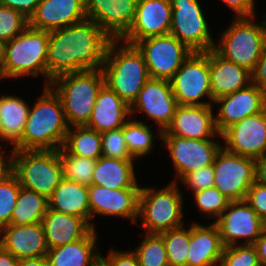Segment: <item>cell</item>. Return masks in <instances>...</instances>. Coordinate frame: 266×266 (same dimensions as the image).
Wrapping results in <instances>:
<instances>
[{
    "mask_svg": "<svg viewBox=\"0 0 266 266\" xmlns=\"http://www.w3.org/2000/svg\"><path fill=\"white\" fill-rule=\"evenodd\" d=\"M252 74V83L266 93V45Z\"/></svg>",
    "mask_w": 266,
    "mask_h": 266,
    "instance_id": "cell-49",
    "label": "cell"
},
{
    "mask_svg": "<svg viewBox=\"0 0 266 266\" xmlns=\"http://www.w3.org/2000/svg\"><path fill=\"white\" fill-rule=\"evenodd\" d=\"M177 106L170 82L149 78L130 106L131 118L136 119L141 113L146 120L148 119L149 122L152 120L156 124L155 129L164 131L170 124Z\"/></svg>",
    "mask_w": 266,
    "mask_h": 266,
    "instance_id": "cell-15",
    "label": "cell"
},
{
    "mask_svg": "<svg viewBox=\"0 0 266 266\" xmlns=\"http://www.w3.org/2000/svg\"><path fill=\"white\" fill-rule=\"evenodd\" d=\"M130 118V105L104 84L99 90L91 117L85 126L103 133L123 127Z\"/></svg>",
    "mask_w": 266,
    "mask_h": 266,
    "instance_id": "cell-25",
    "label": "cell"
},
{
    "mask_svg": "<svg viewBox=\"0 0 266 266\" xmlns=\"http://www.w3.org/2000/svg\"><path fill=\"white\" fill-rule=\"evenodd\" d=\"M40 0H0V4L21 12L26 18L34 14Z\"/></svg>",
    "mask_w": 266,
    "mask_h": 266,
    "instance_id": "cell-47",
    "label": "cell"
},
{
    "mask_svg": "<svg viewBox=\"0 0 266 266\" xmlns=\"http://www.w3.org/2000/svg\"><path fill=\"white\" fill-rule=\"evenodd\" d=\"M105 84L130 106L150 78L138 48L122 40H111L102 65Z\"/></svg>",
    "mask_w": 266,
    "mask_h": 266,
    "instance_id": "cell-3",
    "label": "cell"
},
{
    "mask_svg": "<svg viewBox=\"0 0 266 266\" xmlns=\"http://www.w3.org/2000/svg\"><path fill=\"white\" fill-rule=\"evenodd\" d=\"M18 259L0 246V266H18Z\"/></svg>",
    "mask_w": 266,
    "mask_h": 266,
    "instance_id": "cell-53",
    "label": "cell"
},
{
    "mask_svg": "<svg viewBox=\"0 0 266 266\" xmlns=\"http://www.w3.org/2000/svg\"><path fill=\"white\" fill-rule=\"evenodd\" d=\"M224 245L214 222H191L187 266H219Z\"/></svg>",
    "mask_w": 266,
    "mask_h": 266,
    "instance_id": "cell-24",
    "label": "cell"
},
{
    "mask_svg": "<svg viewBox=\"0 0 266 266\" xmlns=\"http://www.w3.org/2000/svg\"><path fill=\"white\" fill-rule=\"evenodd\" d=\"M214 223L224 247L254 244L266 225L245 200L230 201Z\"/></svg>",
    "mask_w": 266,
    "mask_h": 266,
    "instance_id": "cell-14",
    "label": "cell"
},
{
    "mask_svg": "<svg viewBox=\"0 0 266 266\" xmlns=\"http://www.w3.org/2000/svg\"><path fill=\"white\" fill-rule=\"evenodd\" d=\"M264 13H263V12ZM261 21L257 16L233 17L226 28L218 34L213 50L227 61L254 71L266 45V12ZM257 18V19H256Z\"/></svg>",
    "mask_w": 266,
    "mask_h": 266,
    "instance_id": "cell-4",
    "label": "cell"
},
{
    "mask_svg": "<svg viewBox=\"0 0 266 266\" xmlns=\"http://www.w3.org/2000/svg\"><path fill=\"white\" fill-rule=\"evenodd\" d=\"M169 82L178 105H213L209 51L192 52Z\"/></svg>",
    "mask_w": 266,
    "mask_h": 266,
    "instance_id": "cell-10",
    "label": "cell"
},
{
    "mask_svg": "<svg viewBox=\"0 0 266 266\" xmlns=\"http://www.w3.org/2000/svg\"><path fill=\"white\" fill-rule=\"evenodd\" d=\"M136 160H122L101 156L96 160L92 185L106 189L141 188L137 172Z\"/></svg>",
    "mask_w": 266,
    "mask_h": 266,
    "instance_id": "cell-29",
    "label": "cell"
},
{
    "mask_svg": "<svg viewBox=\"0 0 266 266\" xmlns=\"http://www.w3.org/2000/svg\"><path fill=\"white\" fill-rule=\"evenodd\" d=\"M99 231L91 229L83 238L48 249L46 258L49 266H100L98 246Z\"/></svg>",
    "mask_w": 266,
    "mask_h": 266,
    "instance_id": "cell-26",
    "label": "cell"
},
{
    "mask_svg": "<svg viewBox=\"0 0 266 266\" xmlns=\"http://www.w3.org/2000/svg\"><path fill=\"white\" fill-rule=\"evenodd\" d=\"M0 246L18 260L46 256L48 252L41 222L2 227Z\"/></svg>",
    "mask_w": 266,
    "mask_h": 266,
    "instance_id": "cell-22",
    "label": "cell"
},
{
    "mask_svg": "<svg viewBox=\"0 0 266 266\" xmlns=\"http://www.w3.org/2000/svg\"><path fill=\"white\" fill-rule=\"evenodd\" d=\"M84 0H40L29 26L52 31L86 19Z\"/></svg>",
    "mask_w": 266,
    "mask_h": 266,
    "instance_id": "cell-23",
    "label": "cell"
},
{
    "mask_svg": "<svg viewBox=\"0 0 266 266\" xmlns=\"http://www.w3.org/2000/svg\"><path fill=\"white\" fill-rule=\"evenodd\" d=\"M219 266H261L253 244L224 247Z\"/></svg>",
    "mask_w": 266,
    "mask_h": 266,
    "instance_id": "cell-41",
    "label": "cell"
},
{
    "mask_svg": "<svg viewBox=\"0 0 266 266\" xmlns=\"http://www.w3.org/2000/svg\"><path fill=\"white\" fill-rule=\"evenodd\" d=\"M48 249L83 238L92 227L81 217L47 209L41 220Z\"/></svg>",
    "mask_w": 266,
    "mask_h": 266,
    "instance_id": "cell-28",
    "label": "cell"
},
{
    "mask_svg": "<svg viewBox=\"0 0 266 266\" xmlns=\"http://www.w3.org/2000/svg\"><path fill=\"white\" fill-rule=\"evenodd\" d=\"M59 155L63 166L64 178L86 186L92 185L96 160L67 153L62 147Z\"/></svg>",
    "mask_w": 266,
    "mask_h": 266,
    "instance_id": "cell-37",
    "label": "cell"
},
{
    "mask_svg": "<svg viewBox=\"0 0 266 266\" xmlns=\"http://www.w3.org/2000/svg\"><path fill=\"white\" fill-rule=\"evenodd\" d=\"M13 174L21 187L48 199L64 178L59 150H14Z\"/></svg>",
    "mask_w": 266,
    "mask_h": 266,
    "instance_id": "cell-8",
    "label": "cell"
},
{
    "mask_svg": "<svg viewBox=\"0 0 266 266\" xmlns=\"http://www.w3.org/2000/svg\"><path fill=\"white\" fill-rule=\"evenodd\" d=\"M215 125L219 134L245 117L266 109V93L251 83L234 93L224 95L213 103Z\"/></svg>",
    "mask_w": 266,
    "mask_h": 266,
    "instance_id": "cell-18",
    "label": "cell"
},
{
    "mask_svg": "<svg viewBox=\"0 0 266 266\" xmlns=\"http://www.w3.org/2000/svg\"><path fill=\"white\" fill-rule=\"evenodd\" d=\"M105 84L102 69H89L60 75L50 87L60 97L69 127L86 125L99 90Z\"/></svg>",
    "mask_w": 266,
    "mask_h": 266,
    "instance_id": "cell-7",
    "label": "cell"
},
{
    "mask_svg": "<svg viewBox=\"0 0 266 266\" xmlns=\"http://www.w3.org/2000/svg\"><path fill=\"white\" fill-rule=\"evenodd\" d=\"M142 241L132 251L139 266H169L165 244L160 234L144 233Z\"/></svg>",
    "mask_w": 266,
    "mask_h": 266,
    "instance_id": "cell-35",
    "label": "cell"
},
{
    "mask_svg": "<svg viewBox=\"0 0 266 266\" xmlns=\"http://www.w3.org/2000/svg\"><path fill=\"white\" fill-rule=\"evenodd\" d=\"M256 181L266 185V154L255 159Z\"/></svg>",
    "mask_w": 266,
    "mask_h": 266,
    "instance_id": "cell-51",
    "label": "cell"
},
{
    "mask_svg": "<svg viewBox=\"0 0 266 266\" xmlns=\"http://www.w3.org/2000/svg\"><path fill=\"white\" fill-rule=\"evenodd\" d=\"M86 17L95 22L112 40H121L136 15L138 0H84Z\"/></svg>",
    "mask_w": 266,
    "mask_h": 266,
    "instance_id": "cell-19",
    "label": "cell"
},
{
    "mask_svg": "<svg viewBox=\"0 0 266 266\" xmlns=\"http://www.w3.org/2000/svg\"><path fill=\"white\" fill-rule=\"evenodd\" d=\"M62 148L69 154L97 160L102 156L101 133L85 125L71 126Z\"/></svg>",
    "mask_w": 266,
    "mask_h": 266,
    "instance_id": "cell-33",
    "label": "cell"
},
{
    "mask_svg": "<svg viewBox=\"0 0 266 266\" xmlns=\"http://www.w3.org/2000/svg\"><path fill=\"white\" fill-rule=\"evenodd\" d=\"M172 7L170 34L193 52H207L215 40L207 14L199 0H170ZM203 8V9H202Z\"/></svg>",
    "mask_w": 266,
    "mask_h": 266,
    "instance_id": "cell-9",
    "label": "cell"
},
{
    "mask_svg": "<svg viewBox=\"0 0 266 266\" xmlns=\"http://www.w3.org/2000/svg\"><path fill=\"white\" fill-rule=\"evenodd\" d=\"M221 3L228 6L234 17H252L257 15L256 0H221Z\"/></svg>",
    "mask_w": 266,
    "mask_h": 266,
    "instance_id": "cell-46",
    "label": "cell"
},
{
    "mask_svg": "<svg viewBox=\"0 0 266 266\" xmlns=\"http://www.w3.org/2000/svg\"><path fill=\"white\" fill-rule=\"evenodd\" d=\"M134 45L143 55L150 78L168 81L193 52L170 33L147 37Z\"/></svg>",
    "mask_w": 266,
    "mask_h": 266,
    "instance_id": "cell-11",
    "label": "cell"
},
{
    "mask_svg": "<svg viewBox=\"0 0 266 266\" xmlns=\"http://www.w3.org/2000/svg\"><path fill=\"white\" fill-rule=\"evenodd\" d=\"M256 248L261 266H266V225L262 229L261 235L253 244Z\"/></svg>",
    "mask_w": 266,
    "mask_h": 266,
    "instance_id": "cell-50",
    "label": "cell"
},
{
    "mask_svg": "<svg viewBox=\"0 0 266 266\" xmlns=\"http://www.w3.org/2000/svg\"><path fill=\"white\" fill-rule=\"evenodd\" d=\"M181 226L160 233L163 238L169 266H187V252L190 243V226Z\"/></svg>",
    "mask_w": 266,
    "mask_h": 266,
    "instance_id": "cell-36",
    "label": "cell"
},
{
    "mask_svg": "<svg viewBox=\"0 0 266 266\" xmlns=\"http://www.w3.org/2000/svg\"><path fill=\"white\" fill-rule=\"evenodd\" d=\"M48 42L49 31L28 26L12 40L4 43L0 81L42 76V86H47Z\"/></svg>",
    "mask_w": 266,
    "mask_h": 266,
    "instance_id": "cell-5",
    "label": "cell"
},
{
    "mask_svg": "<svg viewBox=\"0 0 266 266\" xmlns=\"http://www.w3.org/2000/svg\"><path fill=\"white\" fill-rule=\"evenodd\" d=\"M112 39L86 18L64 28L49 31L47 86L63 74L102 69Z\"/></svg>",
    "mask_w": 266,
    "mask_h": 266,
    "instance_id": "cell-1",
    "label": "cell"
},
{
    "mask_svg": "<svg viewBox=\"0 0 266 266\" xmlns=\"http://www.w3.org/2000/svg\"><path fill=\"white\" fill-rule=\"evenodd\" d=\"M102 156L108 158L134 160L128 150L124 136L123 127L101 133Z\"/></svg>",
    "mask_w": 266,
    "mask_h": 266,
    "instance_id": "cell-42",
    "label": "cell"
},
{
    "mask_svg": "<svg viewBox=\"0 0 266 266\" xmlns=\"http://www.w3.org/2000/svg\"><path fill=\"white\" fill-rule=\"evenodd\" d=\"M29 26V19L21 12L0 4V40L6 43Z\"/></svg>",
    "mask_w": 266,
    "mask_h": 266,
    "instance_id": "cell-40",
    "label": "cell"
},
{
    "mask_svg": "<svg viewBox=\"0 0 266 266\" xmlns=\"http://www.w3.org/2000/svg\"><path fill=\"white\" fill-rule=\"evenodd\" d=\"M18 266H49L46 256L20 259Z\"/></svg>",
    "mask_w": 266,
    "mask_h": 266,
    "instance_id": "cell-52",
    "label": "cell"
},
{
    "mask_svg": "<svg viewBox=\"0 0 266 266\" xmlns=\"http://www.w3.org/2000/svg\"><path fill=\"white\" fill-rule=\"evenodd\" d=\"M16 94H0V143L13 147L22 137L31 102ZM30 104V105H29ZM6 144H4V143Z\"/></svg>",
    "mask_w": 266,
    "mask_h": 266,
    "instance_id": "cell-30",
    "label": "cell"
},
{
    "mask_svg": "<svg viewBox=\"0 0 266 266\" xmlns=\"http://www.w3.org/2000/svg\"><path fill=\"white\" fill-rule=\"evenodd\" d=\"M4 43L0 40V68L3 61Z\"/></svg>",
    "mask_w": 266,
    "mask_h": 266,
    "instance_id": "cell-54",
    "label": "cell"
},
{
    "mask_svg": "<svg viewBox=\"0 0 266 266\" xmlns=\"http://www.w3.org/2000/svg\"><path fill=\"white\" fill-rule=\"evenodd\" d=\"M130 118L123 126V136L132 158L136 161L149 156L155 150L156 138L162 137V131L156 129L153 132L151 124H148L144 119L139 120ZM155 133V134H154ZM156 137V138H155ZM155 145V146H154Z\"/></svg>",
    "mask_w": 266,
    "mask_h": 266,
    "instance_id": "cell-32",
    "label": "cell"
},
{
    "mask_svg": "<svg viewBox=\"0 0 266 266\" xmlns=\"http://www.w3.org/2000/svg\"><path fill=\"white\" fill-rule=\"evenodd\" d=\"M0 144V183L13 173L14 149ZM6 148H10L8 153ZM6 152V153H5Z\"/></svg>",
    "mask_w": 266,
    "mask_h": 266,
    "instance_id": "cell-48",
    "label": "cell"
},
{
    "mask_svg": "<svg viewBox=\"0 0 266 266\" xmlns=\"http://www.w3.org/2000/svg\"><path fill=\"white\" fill-rule=\"evenodd\" d=\"M140 189L141 188H123L109 190L98 185H90L88 194L91 227L93 229L97 227V223H94L93 220L96 216L105 218L112 216L111 218L128 219L131 223L138 224Z\"/></svg>",
    "mask_w": 266,
    "mask_h": 266,
    "instance_id": "cell-16",
    "label": "cell"
},
{
    "mask_svg": "<svg viewBox=\"0 0 266 266\" xmlns=\"http://www.w3.org/2000/svg\"><path fill=\"white\" fill-rule=\"evenodd\" d=\"M171 14L170 0H138L135 19L121 40L134 45L147 37L169 34Z\"/></svg>",
    "mask_w": 266,
    "mask_h": 266,
    "instance_id": "cell-21",
    "label": "cell"
},
{
    "mask_svg": "<svg viewBox=\"0 0 266 266\" xmlns=\"http://www.w3.org/2000/svg\"><path fill=\"white\" fill-rule=\"evenodd\" d=\"M209 72L211 96L216 99L234 93L252 83V74L246 68L219 56L209 50Z\"/></svg>",
    "mask_w": 266,
    "mask_h": 266,
    "instance_id": "cell-27",
    "label": "cell"
},
{
    "mask_svg": "<svg viewBox=\"0 0 266 266\" xmlns=\"http://www.w3.org/2000/svg\"><path fill=\"white\" fill-rule=\"evenodd\" d=\"M214 166L209 165L186 174L179 182L180 186L191 193L214 186ZM187 187V188H186Z\"/></svg>",
    "mask_w": 266,
    "mask_h": 266,
    "instance_id": "cell-43",
    "label": "cell"
},
{
    "mask_svg": "<svg viewBox=\"0 0 266 266\" xmlns=\"http://www.w3.org/2000/svg\"><path fill=\"white\" fill-rule=\"evenodd\" d=\"M48 209V199L21 187L9 225H30L41 222Z\"/></svg>",
    "mask_w": 266,
    "mask_h": 266,
    "instance_id": "cell-34",
    "label": "cell"
},
{
    "mask_svg": "<svg viewBox=\"0 0 266 266\" xmlns=\"http://www.w3.org/2000/svg\"><path fill=\"white\" fill-rule=\"evenodd\" d=\"M180 187L171 181L161 188L141 186L137 221L143 226L144 233L160 234L184 225L186 197Z\"/></svg>",
    "mask_w": 266,
    "mask_h": 266,
    "instance_id": "cell-6",
    "label": "cell"
},
{
    "mask_svg": "<svg viewBox=\"0 0 266 266\" xmlns=\"http://www.w3.org/2000/svg\"><path fill=\"white\" fill-rule=\"evenodd\" d=\"M213 166L214 187L229 201L244 200L256 181L255 159L229 152L222 146Z\"/></svg>",
    "mask_w": 266,
    "mask_h": 266,
    "instance_id": "cell-13",
    "label": "cell"
},
{
    "mask_svg": "<svg viewBox=\"0 0 266 266\" xmlns=\"http://www.w3.org/2000/svg\"><path fill=\"white\" fill-rule=\"evenodd\" d=\"M244 200L266 223V185L255 181L250 186Z\"/></svg>",
    "mask_w": 266,
    "mask_h": 266,
    "instance_id": "cell-45",
    "label": "cell"
},
{
    "mask_svg": "<svg viewBox=\"0 0 266 266\" xmlns=\"http://www.w3.org/2000/svg\"><path fill=\"white\" fill-rule=\"evenodd\" d=\"M221 137L229 152L253 159L266 154V109L232 124Z\"/></svg>",
    "mask_w": 266,
    "mask_h": 266,
    "instance_id": "cell-17",
    "label": "cell"
},
{
    "mask_svg": "<svg viewBox=\"0 0 266 266\" xmlns=\"http://www.w3.org/2000/svg\"><path fill=\"white\" fill-rule=\"evenodd\" d=\"M39 99L29 108L21 139L14 150H59L69 126L60 97L50 86H43Z\"/></svg>",
    "mask_w": 266,
    "mask_h": 266,
    "instance_id": "cell-2",
    "label": "cell"
},
{
    "mask_svg": "<svg viewBox=\"0 0 266 266\" xmlns=\"http://www.w3.org/2000/svg\"><path fill=\"white\" fill-rule=\"evenodd\" d=\"M222 140H197L162 135L161 145L167 149L174 170L171 182L178 183L186 174L213 165ZM176 174V175H175Z\"/></svg>",
    "mask_w": 266,
    "mask_h": 266,
    "instance_id": "cell-12",
    "label": "cell"
},
{
    "mask_svg": "<svg viewBox=\"0 0 266 266\" xmlns=\"http://www.w3.org/2000/svg\"><path fill=\"white\" fill-rule=\"evenodd\" d=\"M88 188L89 186L63 178L48 198V208L79 216L91 226Z\"/></svg>",
    "mask_w": 266,
    "mask_h": 266,
    "instance_id": "cell-31",
    "label": "cell"
},
{
    "mask_svg": "<svg viewBox=\"0 0 266 266\" xmlns=\"http://www.w3.org/2000/svg\"><path fill=\"white\" fill-rule=\"evenodd\" d=\"M195 208L203 218L215 222L227 208L229 200L214 186L192 193Z\"/></svg>",
    "mask_w": 266,
    "mask_h": 266,
    "instance_id": "cell-38",
    "label": "cell"
},
{
    "mask_svg": "<svg viewBox=\"0 0 266 266\" xmlns=\"http://www.w3.org/2000/svg\"><path fill=\"white\" fill-rule=\"evenodd\" d=\"M213 105H178L162 135L197 140H222L215 125Z\"/></svg>",
    "mask_w": 266,
    "mask_h": 266,
    "instance_id": "cell-20",
    "label": "cell"
},
{
    "mask_svg": "<svg viewBox=\"0 0 266 266\" xmlns=\"http://www.w3.org/2000/svg\"><path fill=\"white\" fill-rule=\"evenodd\" d=\"M20 188L13 173L0 183V229L10 224Z\"/></svg>",
    "mask_w": 266,
    "mask_h": 266,
    "instance_id": "cell-39",
    "label": "cell"
},
{
    "mask_svg": "<svg viewBox=\"0 0 266 266\" xmlns=\"http://www.w3.org/2000/svg\"><path fill=\"white\" fill-rule=\"evenodd\" d=\"M100 253V266H139L135 253L127 250H118L111 246L107 254Z\"/></svg>",
    "mask_w": 266,
    "mask_h": 266,
    "instance_id": "cell-44",
    "label": "cell"
}]
</instances>
